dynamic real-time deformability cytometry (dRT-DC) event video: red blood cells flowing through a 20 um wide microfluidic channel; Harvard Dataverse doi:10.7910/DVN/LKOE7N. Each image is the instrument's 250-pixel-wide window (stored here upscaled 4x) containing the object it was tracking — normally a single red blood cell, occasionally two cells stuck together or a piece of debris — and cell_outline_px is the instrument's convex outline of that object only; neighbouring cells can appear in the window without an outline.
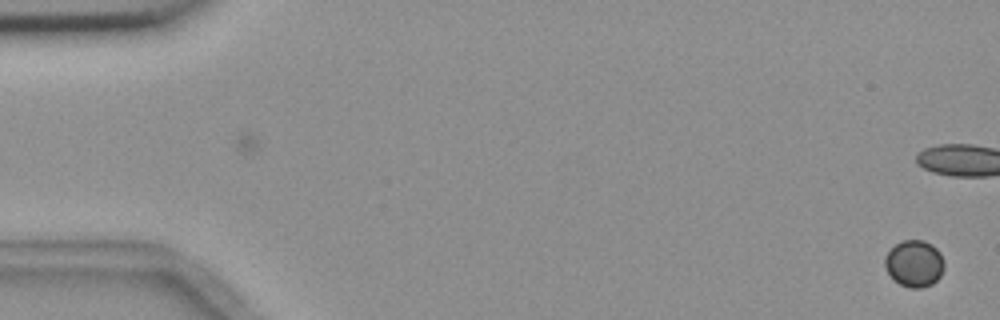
{"species": "common noctule bat (a hibernating species)", "species_latin": "Nyctalus noctula", "temperature_condition": "room temperature", "stored_images_in_passage": 2, "camera_frame_rate_fps": 3000, "um_per_image_px": 0.085, "animal": {"sex": "female", "body_mass_g": 18.4}, "frame": {"image": 1, "passage_image": 2, "time_ms": 1.0, "image_size_px": [1000, 320], "cell_outline_px": [[944, 268], [940, 276], [932, 284], [920, 288], [908, 288], [892, 280], [884, 264], [884, 256], [896, 244], [904, 240], [924, 240], [932, 244], [940, 252], [944, 260]], "centroid_in_image_um": [77.71, 22.4], "position_along_channel_um": 7.3, "area_um2": 16.3}}